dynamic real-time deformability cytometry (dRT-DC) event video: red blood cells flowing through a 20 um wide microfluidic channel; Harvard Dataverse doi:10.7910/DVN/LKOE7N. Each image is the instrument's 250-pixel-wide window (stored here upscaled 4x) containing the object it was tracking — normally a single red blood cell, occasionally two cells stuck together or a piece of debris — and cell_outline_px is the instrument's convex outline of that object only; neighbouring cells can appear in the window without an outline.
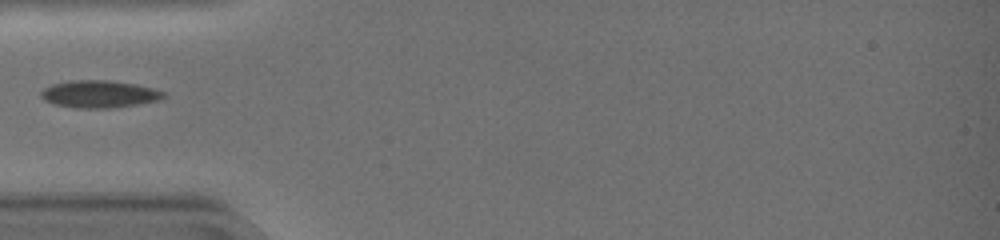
{"species": "common noctule bat (a hibernating species)", "species_latin": "Nyctalus noctula", "temperature_condition": "warm", "stored_images_in_passage": 31, "camera_frame_rate_fps": 3000, "um_per_image_px": 0.085, "animal": {"sex": "female", "body_mass_g": 19.0, "forearm_length_mm": 51.5}, "frame": {"image": 1, "passage_image": 1, "time_ms": 0.0, "image_size_px": [1000, 240], "cell_outline_px": [[164, 96], [160, 100], [136, 104], [108, 108], [80, 108], [56, 104], [44, 100], [40, 96], [40, 92], [44, 88], [52, 84], [72, 80], [108, 80], [136, 84], [152, 88], [164, 92]], "centroid_in_image_um": [8.41, 7.98], "position_along_channel_um": 76.6, "area_um2": 19.31}}
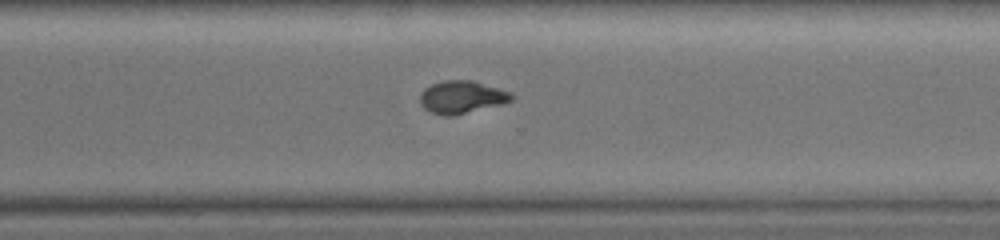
{"frame": {"image": 2, "passage_image": 19, "time_ms": 6.0, "image_size_px": [1000, 240], "cell_outline_px": [[512, 100], [500, 104], [452, 116], [444, 116], [432, 112], [424, 108], [420, 104], [420, 92], [424, 88], [432, 84], [444, 80], [472, 80], [512, 92]], "centroid_in_image_um": [39.21, 8.24], "position_along_channel_um": 331.4, "area_um2": 17.28}}
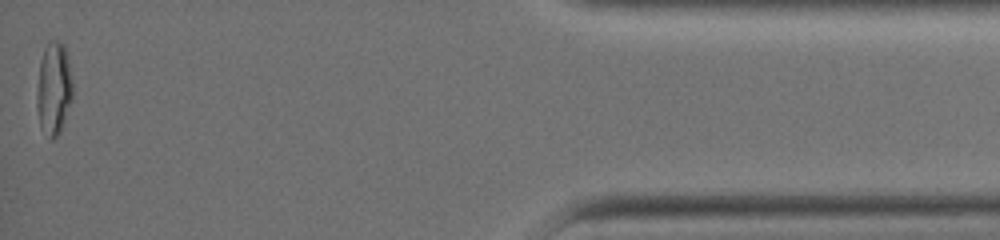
{"frame": {"image": 3, "passage_image": 31, "time_ms": 10.0, "image_size_px": [1000, 240], "cell_outline_px": [[72, 100], [60, 132], [52, 140], [40, 124], [36, 108], [36, 96], [40, 60], [44, 48], [48, 40], [60, 40], [64, 44], [68, 60], [72, 80]], "centroid_in_image_um": [4.57, 7.47], "position_along_channel_um": 430.6, "area_um2": 19.42}}